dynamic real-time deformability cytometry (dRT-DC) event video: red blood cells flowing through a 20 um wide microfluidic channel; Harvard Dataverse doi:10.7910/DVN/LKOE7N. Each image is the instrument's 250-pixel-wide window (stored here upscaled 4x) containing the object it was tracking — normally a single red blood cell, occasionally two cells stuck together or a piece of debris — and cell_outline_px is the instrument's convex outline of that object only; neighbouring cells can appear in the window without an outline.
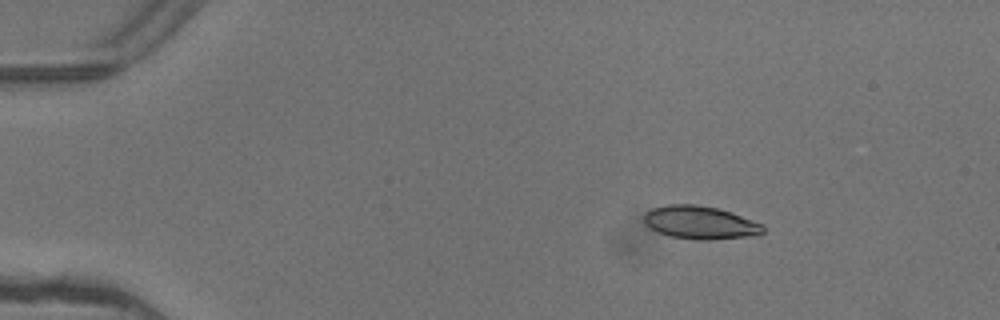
{"species": "common noctule bat (a hibernating species)", "species_latin": "Nyctalus noctula", "temperature_condition": "warm", "stored_images_in_passage": 4, "camera_frame_rate_fps": 3000, "um_per_image_px": 0.085, "animal": {"sex": "female"}, "frame": {"image": 1, "passage_image": 1, "time_ms": 0.0, "image_size_px": [1000, 320], "cell_outline_px": [[764, 232], [760, 236], [712, 240], [696, 240], [672, 236], [656, 232], [644, 220], [644, 216], [652, 208], [668, 204], [696, 204], [716, 208], [732, 212], [764, 224]], "centroid_in_image_um": [59.61, 18.93], "position_along_channel_um": 25.4, "area_um2": 23.18}}
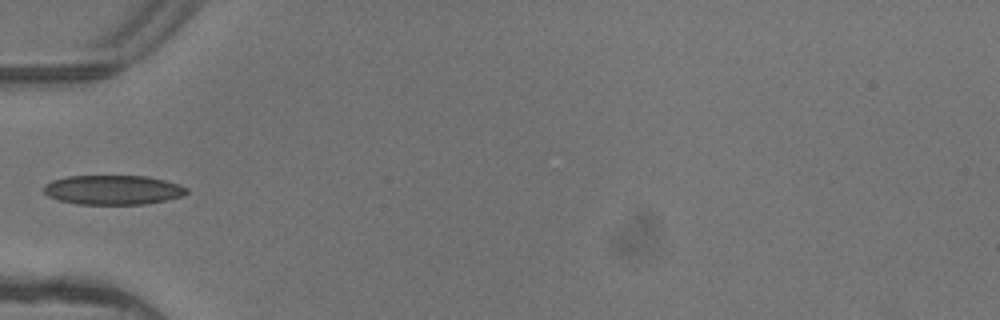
{"frame": {"image": 2, "passage_image": 4, "time_ms": 1.0, "image_size_px": [1000, 320], "cell_outline_px": [[188, 192], [184, 196], [144, 204], [80, 204], [60, 200], [48, 196], [44, 192], [44, 184], [52, 180], [68, 176], [148, 176], [164, 180], [188, 188]], "centroid_in_image_um": [9.6, 16.13], "position_along_channel_um": 75.4, "area_um2": 24.39}}